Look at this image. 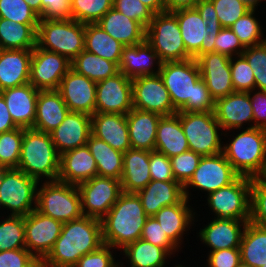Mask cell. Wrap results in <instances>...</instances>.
I'll use <instances>...</instances> for the list:
<instances>
[{
  "mask_svg": "<svg viewBox=\"0 0 266 267\" xmlns=\"http://www.w3.org/2000/svg\"><path fill=\"white\" fill-rule=\"evenodd\" d=\"M161 76L170 94L175 110L184 112H206L215 110V100L200 75L195 59L163 62Z\"/></svg>",
  "mask_w": 266,
  "mask_h": 267,
  "instance_id": "obj_1",
  "label": "cell"
},
{
  "mask_svg": "<svg viewBox=\"0 0 266 267\" xmlns=\"http://www.w3.org/2000/svg\"><path fill=\"white\" fill-rule=\"evenodd\" d=\"M101 220L82 216L65 222L55 244L41 267H74L78 260L102 246Z\"/></svg>",
  "mask_w": 266,
  "mask_h": 267,
  "instance_id": "obj_2",
  "label": "cell"
},
{
  "mask_svg": "<svg viewBox=\"0 0 266 267\" xmlns=\"http://www.w3.org/2000/svg\"><path fill=\"white\" fill-rule=\"evenodd\" d=\"M147 218L138 195L122 192L101 219L103 243L121 251L140 239Z\"/></svg>",
  "mask_w": 266,
  "mask_h": 267,
  "instance_id": "obj_3",
  "label": "cell"
},
{
  "mask_svg": "<svg viewBox=\"0 0 266 267\" xmlns=\"http://www.w3.org/2000/svg\"><path fill=\"white\" fill-rule=\"evenodd\" d=\"M224 140L222 153L234 171L239 176L259 178L266 165V129L253 127L229 130L224 132Z\"/></svg>",
  "mask_w": 266,
  "mask_h": 267,
  "instance_id": "obj_4",
  "label": "cell"
},
{
  "mask_svg": "<svg viewBox=\"0 0 266 267\" xmlns=\"http://www.w3.org/2000/svg\"><path fill=\"white\" fill-rule=\"evenodd\" d=\"M17 169L39 182L58 179L60 155L50 133L23 128L21 154Z\"/></svg>",
  "mask_w": 266,
  "mask_h": 267,
  "instance_id": "obj_5",
  "label": "cell"
},
{
  "mask_svg": "<svg viewBox=\"0 0 266 267\" xmlns=\"http://www.w3.org/2000/svg\"><path fill=\"white\" fill-rule=\"evenodd\" d=\"M85 24L73 19H40L36 46L72 61L84 50Z\"/></svg>",
  "mask_w": 266,
  "mask_h": 267,
  "instance_id": "obj_6",
  "label": "cell"
},
{
  "mask_svg": "<svg viewBox=\"0 0 266 267\" xmlns=\"http://www.w3.org/2000/svg\"><path fill=\"white\" fill-rule=\"evenodd\" d=\"M39 181L17 168L0 170V212L26 216L37 208ZM4 210H6L4 212ZM10 211V213H8Z\"/></svg>",
  "mask_w": 266,
  "mask_h": 267,
  "instance_id": "obj_7",
  "label": "cell"
},
{
  "mask_svg": "<svg viewBox=\"0 0 266 267\" xmlns=\"http://www.w3.org/2000/svg\"><path fill=\"white\" fill-rule=\"evenodd\" d=\"M37 210L62 223L83 216L81 197L77 185L56 181L39 182Z\"/></svg>",
  "mask_w": 266,
  "mask_h": 267,
  "instance_id": "obj_8",
  "label": "cell"
},
{
  "mask_svg": "<svg viewBox=\"0 0 266 267\" xmlns=\"http://www.w3.org/2000/svg\"><path fill=\"white\" fill-rule=\"evenodd\" d=\"M179 119L191 151L201 156H211L222 152L224 131L214 111H179Z\"/></svg>",
  "mask_w": 266,
  "mask_h": 267,
  "instance_id": "obj_9",
  "label": "cell"
},
{
  "mask_svg": "<svg viewBox=\"0 0 266 267\" xmlns=\"http://www.w3.org/2000/svg\"><path fill=\"white\" fill-rule=\"evenodd\" d=\"M146 41L162 63L192 58L186 51L177 17L172 12L154 14L146 28Z\"/></svg>",
  "mask_w": 266,
  "mask_h": 267,
  "instance_id": "obj_10",
  "label": "cell"
},
{
  "mask_svg": "<svg viewBox=\"0 0 266 267\" xmlns=\"http://www.w3.org/2000/svg\"><path fill=\"white\" fill-rule=\"evenodd\" d=\"M206 196L205 205L214 218L250 220L251 178L239 176L230 185Z\"/></svg>",
  "mask_w": 266,
  "mask_h": 267,
  "instance_id": "obj_11",
  "label": "cell"
},
{
  "mask_svg": "<svg viewBox=\"0 0 266 267\" xmlns=\"http://www.w3.org/2000/svg\"><path fill=\"white\" fill-rule=\"evenodd\" d=\"M238 177L239 175L222 152L216 155L202 156L192 177L183 186L184 196L192 201L194 198L190 197H192L191 189H193L192 191H201L206 197L209 193L230 185Z\"/></svg>",
  "mask_w": 266,
  "mask_h": 267,
  "instance_id": "obj_12",
  "label": "cell"
},
{
  "mask_svg": "<svg viewBox=\"0 0 266 267\" xmlns=\"http://www.w3.org/2000/svg\"><path fill=\"white\" fill-rule=\"evenodd\" d=\"M77 187L83 216L99 220L109 212L122 193L121 181L112 177L95 176Z\"/></svg>",
  "mask_w": 266,
  "mask_h": 267,
  "instance_id": "obj_13",
  "label": "cell"
},
{
  "mask_svg": "<svg viewBox=\"0 0 266 267\" xmlns=\"http://www.w3.org/2000/svg\"><path fill=\"white\" fill-rule=\"evenodd\" d=\"M63 224L34 209L24 216L26 249L41 263L52 250Z\"/></svg>",
  "mask_w": 266,
  "mask_h": 267,
  "instance_id": "obj_14",
  "label": "cell"
},
{
  "mask_svg": "<svg viewBox=\"0 0 266 267\" xmlns=\"http://www.w3.org/2000/svg\"><path fill=\"white\" fill-rule=\"evenodd\" d=\"M71 61L58 53L35 46L32 49L29 83L38 90H58Z\"/></svg>",
  "mask_w": 266,
  "mask_h": 267,
  "instance_id": "obj_15",
  "label": "cell"
},
{
  "mask_svg": "<svg viewBox=\"0 0 266 267\" xmlns=\"http://www.w3.org/2000/svg\"><path fill=\"white\" fill-rule=\"evenodd\" d=\"M133 108L155 112L161 116L176 114L170 94L159 74L132 80Z\"/></svg>",
  "mask_w": 266,
  "mask_h": 267,
  "instance_id": "obj_16",
  "label": "cell"
},
{
  "mask_svg": "<svg viewBox=\"0 0 266 267\" xmlns=\"http://www.w3.org/2000/svg\"><path fill=\"white\" fill-rule=\"evenodd\" d=\"M133 109L132 80L120 71L96 83L95 112L127 114Z\"/></svg>",
  "mask_w": 266,
  "mask_h": 267,
  "instance_id": "obj_17",
  "label": "cell"
},
{
  "mask_svg": "<svg viewBox=\"0 0 266 267\" xmlns=\"http://www.w3.org/2000/svg\"><path fill=\"white\" fill-rule=\"evenodd\" d=\"M172 13L177 17L186 51L193 59L214 52V42L218 33L206 32L207 25L195 7L178 9Z\"/></svg>",
  "mask_w": 266,
  "mask_h": 267,
  "instance_id": "obj_18",
  "label": "cell"
},
{
  "mask_svg": "<svg viewBox=\"0 0 266 267\" xmlns=\"http://www.w3.org/2000/svg\"><path fill=\"white\" fill-rule=\"evenodd\" d=\"M230 59L231 57L218 52L205 53L196 59L201 78L215 101L234 92Z\"/></svg>",
  "mask_w": 266,
  "mask_h": 267,
  "instance_id": "obj_19",
  "label": "cell"
},
{
  "mask_svg": "<svg viewBox=\"0 0 266 267\" xmlns=\"http://www.w3.org/2000/svg\"><path fill=\"white\" fill-rule=\"evenodd\" d=\"M195 209L184 197L179 203L164 206L154 215L167 237L180 250L183 249L182 244L185 242L183 236L189 233L190 229L197 227L195 223L199 221L200 214L198 215Z\"/></svg>",
  "mask_w": 266,
  "mask_h": 267,
  "instance_id": "obj_20",
  "label": "cell"
},
{
  "mask_svg": "<svg viewBox=\"0 0 266 267\" xmlns=\"http://www.w3.org/2000/svg\"><path fill=\"white\" fill-rule=\"evenodd\" d=\"M58 91L70 112L92 116L96 106V82L70 69L62 78Z\"/></svg>",
  "mask_w": 266,
  "mask_h": 267,
  "instance_id": "obj_21",
  "label": "cell"
},
{
  "mask_svg": "<svg viewBox=\"0 0 266 267\" xmlns=\"http://www.w3.org/2000/svg\"><path fill=\"white\" fill-rule=\"evenodd\" d=\"M214 113L224 132L254 127L253 108L249 92L234 91L226 97L217 99ZM247 124L248 126L244 127Z\"/></svg>",
  "mask_w": 266,
  "mask_h": 267,
  "instance_id": "obj_22",
  "label": "cell"
},
{
  "mask_svg": "<svg viewBox=\"0 0 266 267\" xmlns=\"http://www.w3.org/2000/svg\"><path fill=\"white\" fill-rule=\"evenodd\" d=\"M211 219L196 233V237L208 248V252L240 248L242 234L249 220L214 218L213 215Z\"/></svg>",
  "mask_w": 266,
  "mask_h": 267,
  "instance_id": "obj_23",
  "label": "cell"
},
{
  "mask_svg": "<svg viewBox=\"0 0 266 267\" xmlns=\"http://www.w3.org/2000/svg\"><path fill=\"white\" fill-rule=\"evenodd\" d=\"M91 134V116L70 111L61 124L50 132L59 155L86 145Z\"/></svg>",
  "mask_w": 266,
  "mask_h": 267,
  "instance_id": "obj_24",
  "label": "cell"
},
{
  "mask_svg": "<svg viewBox=\"0 0 266 267\" xmlns=\"http://www.w3.org/2000/svg\"><path fill=\"white\" fill-rule=\"evenodd\" d=\"M161 64L157 52L145 40L137 45L123 47L118 68L121 73L133 80L159 74Z\"/></svg>",
  "mask_w": 266,
  "mask_h": 267,
  "instance_id": "obj_25",
  "label": "cell"
},
{
  "mask_svg": "<svg viewBox=\"0 0 266 267\" xmlns=\"http://www.w3.org/2000/svg\"><path fill=\"white\" fill-rule=\"evenodd\" d=\"M39 90L30 83L0 91L14 123L21 128H33Z\"/></svg>",
  "mask_w": 266,
  "mask_h": 267,
  "instance_id": "obj_26",
  "label": "cell"
},
{
  "mask_svg": "<svg viewBox=\"0 0 266 267\" xmlns=\"http://www.w3.org/2000/svg\"><path fill=\"white\" fill-rule=\"evenodd\" d=\"M91 131L93 136L123 153L132 148L125 114L95 112L91 116Z\"/></svg>",
  "mask_w": 266,
  "mask_h": 267,
  "instance_id": "obj_27",
  "label": "cell"
},
{
  "mask_svg": "<svg viewBox=\"0 0 266 267\" xmlns=\"http://www.w3.org/2000/svg\"><path fill=\"white\" fill-rule=\"evenodd\" d=\"M97 176V165L87 145L80 146L60 155L61 182L79 185Z\"/></svg>",
  "mask_w": 266,
  "mask_h": 267,
  "instance_id": "obj_28",
  "label": "cell"
},
{
  "mask_svg": "<svg viewBox=\"0 0 266 267\" xmlns=\"http://www.w3.org/2000/svg\"><path fill=\"white\" fill-rule=\"evenodd\" d=\"M136 194L148 217L154 216L164 206L179 203L185 197L183 186L177 181L151 180Z\"/></svg>",
  "mask_w": 266,
  "mask_h": 267,
  "instance_id": "obj_29",
  "label": "cell"
},
{
  "mask_svg": "<svg viewBox=\"0 0 266 267\" xmlns=\"http://www.w3.org/2000/svg\"><path fill=\"white\" fill-rule=\"evenodd\" d=\"M32 49L2 50L0 91L29 83Z\"/></svg>",
  "mask_w": 266,
  "mask_h": 267,
  "instance_id": "obj_30",
  "label": "cell"
},
{
  "mask_svg": "<svg viewBox=\"0 0 266 267\" xmlns=\"http://www.w3.org/2000/svg\"><path fill=\"white\" fill-rule=\"evenodd\" d=\"M68 112L58 90H39L32 129L50 133L61 124Z\"/></svg>",
  "mask_w": 266,
  "mask_h": 267,
  "instance_id": "obj_31",
  "label": "cell"
},
{
  "mask_svg": "<svg viewBox=\"0 0 266 267\" xmlns=\"http://www.w3.org/2000/svg\"><path fill=\"white\" fill-rule=\"evenodd\" d=\"M162 116L133 108L126 114L129 140L133 149L155 150L157 126Z\"/></svg>",
  "mask_w": 266,
  "mask_h": 267,
  "instance_id": "obj_32",
  "label": "cell"
},
{
  "mask_svg": "<svg viewBox=\"0 0 266 267\" xmlns=\"http://www.w3.org/2000/svg\"><path fill=\"white\" fill-rule=\"evenodd\" d=\"M97 24L124 46L137 45L146 40V28L113 7Z\"/></svg>",
  "mask_w": 266,
  "mask_h": 267,
  "instance_id": "obj_33",
  "label": "cell"
},
{
  "mask_svg": "<svg viewBox=\"0 0 266 267\" xmlns=\"http://www.w3.org/2000/svg\"><path fill=\"white\" fill-rule=\"evenodd\" d=\"M149 151L130 148L123 153L122 192L136 193L150 181Z\"/></svg>",
  "mask_w": 266,
  "mask_h": 267,
  "instance_id": "obj_34",
  "label": "cell"
},
{
  "mask_svg": "<svg viewBox=\"0 0 266 267\" xmlns=\"http://www.w3.org/2000/svg\"><path fill=\"white\" fill-rule=\"evenodd\" d=\"M188 150L190 149L181 127L179 111L173 115L162 116L157 126L155 151L171 158Z\"/></svg>",
  "mask_w": 266,
  "mask_h": 267,
  "instance_id": "obj_35",
  "label": "cell"
},
{
  "mask_svg": "<svg viewBox=\"0 0 266 267\" xmlns=\"http://www.w3.org/2000/svg\"><path fill=\"white\" fill-rule=\"evenodd\" d=\"M128 267H165L173 258L164 248L155 246L143 239L127 245L120 251ZM168 259L170 261H168Z\"/></svg>",
  "mask_w": 266,
  "mask_h": 267,
  "instance_id": "obj_36",
  "label": "cell"
},
{
  "mask_svg": "<svg viewBox=\"0 0 266 267\" xmlns=\"http://www.w3.org/2000/svg\"><path fill=\"white\" fill-rule=\"evenodd\" d=\"M97 165V176L121 180L123 172V152L112 148L103 140L93 136L86 143Z\"/></svg>",
  "mask_w": 266,
  "mask_h": 267,
  "instance_id": "obj_37",
  "label": "cell"
},
{
  "mask_svg": "<svg viewBox=\"0 0 266 267\" xmlns=\"http://www.w3.org/2000/svg\"><path fill=\"white\" fill-rule=\"evenodd\" d=\"M241 262L253 267L266 264V228L250 221L246 224L240 242Z\"/></svg>",
  "mask_w": 266,
  "mask_h": 267,
  "instance_id": "obj_38",
  "label": "cell"
},
{
  "mask_svg": "<svg viewBox=\"0 0 266 267\" xmlns=\"http://www.w3.org/2000/svg\"><path fill=\"white\" fill-rule=\"evenodd\" d=\"M124 45L111 37L97 23L85 24L84 49L119 65Z\"/></svg>",
  "mask_w": 266,
  "mask_h": 267,
  "instance_id": "obj_39",
  "label": "cell"
},
{
  "mask_svg": "<svg viewBox=\"0 0 266 267\" xmlns=\"http://www.w3.org/2000/svg\"><path fill=\"white\" fill-rule=\"evenodd\" d=\"M37 27L38 24H22L0 18L2 49H33L36 46Z\"/></svg>",
  "mask_w": 266,
  "mask_h": 267,
  "instance_id": "obj_40",
  "label": "cell"
},
{
  "mask_svg": "<svg viewBox=\"0 0 266 267\" xmlns=\"http://www.w3.org/2000/svg\"><path fill=\"white\" fill-rule=\"evenodd\" d=\"M71 69L96 83L119 72V68L114 62L85 49L71 61Z\"/></svg>",
  "mask_w": 266,
  "mask_h": 267,
  "instance_id": "obj_41",
  "label": "cell"
},
{
  "mask_svg": "<svg viewBox=\"0 0 266 267\" xmlns=\"http://www.w3.org/2000/svg\"><path fill=\"white\" fill-rule=\"evenodd\" d=\"M256 10H250L229 28L238 36L242 45L252 47L266 41L265 28L256 16ZM260 21V22H259ZM264 29V30H263Z\"/></svg>",
  "mask_w": 266,
  "mask_h": 267,
  "instance_id": "obj_42",
  "label": "cell"
},
{
  "mask_svg": "<svg viewBox=\"0 0 266 267\" xmlns=\"http://www.w3.org/2000/svg\"><path fill=\"white\" fill-rule=\"evenodd\" d=\"M0 217V251L26 248L24 216Z\"/></svg>",
  "mask_w": 266,
  "mask_h": 267,
  "instance_id": "obj_43",
  "label": "cell"
},
{
  "mask_svg": "<svg viewBox=\"0 0 266 267\" xmlns=\"http://www.w3.org/2000/svg\"><path fill=\"white\" fill-rule=\"evenodd\" d=\"M113 7V0H71V19L83 24L97 23Z\"/></svg>",
  "mask_w": 266,
  "mask_h": 267,
  "instance_id": "obj_44",
  "label": "cell"
},
{
  "mask_svg": "<svg viewBox=\"0 0 266 267\" xmlns=\"http://www.w3.org/2000/svg\"><path fill=\"white\" fill-rule=\"evenodd\" d=\"M23 128L0 133V168H17L19 165Z\"/></svg>",
  "mask_w": 266,
  "mask_h": 267,
  "instance_id": "obj_45",
  "label": "cell"
},
{
  "mask_svg": "<svg viewBox=\"0 0 266 267\" xmlns=\"http://www.w3.org/2000/svg\"><path fill=\"white\" fill-rule=\"evenodd\" d=\"M0 18L22 24H39L40 21L24 0H0Z\"/></svg>",
  "mask_w": 266,
  "mask_h": 267,
  "instance_id": "obj_46",
  "label": "cell"
},
{
  "mask_svg": "<svg viewBox=\"0 0 266 267\" xmlns=\"http://www.w3.org/2000/svg\"><path fill=\"white\" fill-rule=\"evenodd\" d=\"M241 55L253 69L255 90L266 91V41L247 47Z\"/></svg>",
  "mask_w": 266,
  "mask_h": 267,
  "instance_id": "obj_47",
  "label": "cell"
},
{
  "mask_svg": "<svg viewBox=\"0 0 266 267\" xmlns=\"http://www.w3.org/2000/svg\"><path fill=\"white\" fill-rule=\"evenodd\" d=\"M230 71L234 91L249 92L255 90L253 69L242 55L231 57Z\"/></svg>",
  "mask_w": 266,
  "mask_h": 267,
  "instance_id": "obj_48",
  "label": "cell"
},
{
  "mask_svg": "<svg viewBox=\"0 0 266 267\" xmlns=\"http://www.w3.org/2000/svg\"><path fill=\"white\" fill-rule=\"evenodd\" d=\"M250 222L266 228V183L251 179Z\"/></svg>",
  "mask_w": 266,
  "mask_h": 267,
  "instance_id": "obj_49",
  "label": "cell"
},
{
  "mask_svg": "<svg viewBox=\"0 0 266 267\" xmlns=\"http://www.w3.org/2000/svg\"><path fill=\"white\" fill-rule=\"evenodd\" d=\"M201 155L188 150L170 158L174 178L184 186L198 167Z\"/></svg>",
  "mask_w": 266,
  "mask_h": 267,
  "instance_id": "obj_50",
  "label": "cell"
},
{
  "mask_svg": "<svg viewBox=\"0 0 266 267\" xmlns=\"http://www.w3.org/2000/svg\"><path fill=\"white\" fill-rule=\"evenodd\" d=\"M140 238L155 246L164 248L173 257H176L175 253L178 256L179 251L181 252V250L167 237V234L163 231L154 216L147 218Z\"/></svg>",
  "mask_w": 266,
  "mask_h": 267,
  "instance_id": "obj_51",
  "label": "cell"
},
{
  "mask_svg": "<svg viewBox=\"0 0 266 267\" xmlns=\"http://www.w3.org/2000/svg\"><path fill=\"white\" fill-rule=\"evenodd\" d=\"M116 251L118 250L110 245L103 244L97 250L82 256L74 267H120Z\"/></svg>",
  "mask_w": 266,
  "mask_h": 267,
  "instance_id": "obj_52",
  "label": "cell"
},
{
  "mask_svg": "<svg viewBox=\"0 0 266 267\" xmlns=\"http://www.w3.org/2000/svg\"><path fill=\"white\" fill-rule=\"evenodd\" d=\"M213 3L219 22L222 27H230L250 11L245 4L239 0H210Z\"/></svg>",
  "mask_w": 266,
  "mask_h": 267,
  "instance_id": "obj_53",
  "label": "cell"
},
{
  "mask_svg": "<svg viewBox=\"0 0 266 267\" xmlns=\"http://www.w3.org/2000/svg\"><path fill=\"white\" fill-rule=\"evenodd\" d=\"M113 8L128 18L141 23L145 28L154 16V13L140 0H113Z\"/></svg>",
  "mask_w": 266,
  "mask_h": 267,
  "instance_id": "obj_54",
  "label": "cell"
},
{
  "mask_svg": "<svg viewBox=\"0 0 266 267\" xmlns=\"http://www.w3.org/2000/svg\"><path fill=\"white\" fill-rule=\"evenodd\" d=\"M214 43V52L225 54L229 57L239 56L246 49L238 36L229 27H223L220 30Z\"/></svg>",
  "mask_w": 266,
  "mask_h": 267,
  "instance_id": "obj_55",
  "label": "cell"
},
{
  "mask_svg": "<svg viewBox=\"0 0 266 267\" xmlns=\"http://www.w3.org/2000/svg\"><path fill=\"white\" fill-rule=\"evenodd\" d=\"M0 267H41V263L26 249L0 251Z\"/></svg>",
  "mask_w": 266,
  "mask_h": 267,
  "instance_id": "obj_56",
  "label": "cell"
},
{
  "mask_svg": "<svg viewBox=\"0 0 266 267\" xmlns=\"http://www.w3.org/2000/svg\"><path fill=\"white\" fill-rule=\"evenodd\" d=\"M149 171L152 180L176 181L170 158L158 151H149Z\"/></svg>",
  "mask_w": 266,
  "mask_h": 267,
  "instance_id": "obj_57",
  "label": "cell"
},
{
  "mask_svg": "<svg viewBox=\"0 0 266 267\" xmlns=\"http://www.w3.org/2000/svg\"><path fill=\"white\" fill-rule=\"evenodd\" d=\"M204 267H237L241 262L240 248L221 249L206 253Z\"/></svg>",
  "mask_w": 266,
  "mask_h": 267,
  "instance_id": "obj_58",
  "label": "cell"
},
{
  "mask_svg": "<svg viewBox=\"0 0 266 267\" xmlns=\"http://www.w3.org/2000/svg\"><path fill=\"white\" fill-rule=\"evenodd\" d=\"M42 16L40 19H71V0H41Z\"/></svg>",
  "mask_w": 266,
  "mask_h": 267,
  "instance_id": "obj_59",
  "label": "cell"
},
{
  "mask_svg": "<svg viewBox=\"0 0 266 267\" xmlns=\"http://www.w3.org/2000/svg\"><path fill=\"white\" fill-rule=\"evenodd\" d=\"M195 8L199 12L202 20L207 25L206 32L208 34L219 33L223 27L218 20L213 3L210 0H200L195 5Z\"/></svg>",
  "mask_w": 266,
  "mask_h": 267,
  "instance_id": "obj_60",
  "label": "cell"
},
{
  "mask_svg": "<svg viewBox=\"0 0 266 267\" xmlns=\"http://www.w3.org/2000/svg\"><path fill=\"white\" fill-rule=\"evenodd\" d=\"M253 108L254 127L266 129V91H249Z\"/></svg>",
  "mask_w": 266,
  "mask_h": 267,
  "instance_id": "obj_61",
  "label": "cell"
},
{
  "mask_svg": "<svg viewBox=\"0 0 266 267\" xmlns=\"http://www.w3.org/2000/svg\"><path fill=\"white\" fill-rule=\"evenodd\" d=\"M15 128H18V126L14 123L10 112L8 111L6 102L0 94V133L7 132Z\"/></svg>",
  "mask_w": 266,
  "mask_h": 267,
  "instance_id": "obj_62",
  "label": "cell"
},
{
  "mask_svg": "<svg viewBox=\"0 0 266 267\" xmlns=\"http://www.w3.org/2000/svg\"><path fill=\"white\" fill-rule=\"evenodd\" d=\"M200 0H163L166 12H173L178 9L194 8Z\"/></svg>",
  "mask_w": 266,
  "mask_h": 267,
  "instance_id": "obj_63",
  "label": "cell"
},
{
  "mask_svg": "<svg viewBox=\"0 0 266 267\" xmlns=\"http://www.w3.org/2000/svg\"><path fill=\"white\" fill-rule=\"evenodd\" d=\"M147 6L154 14L165 12V5L163 0H140Z\"/></svg>",
  "mask_w": 266,
  "mask_h": 267,
  "instance_id": "obj_64",
  "label": "cell"
},
{
  "mask_svg": "<svg viewBox=\"0 0 266 267\" xmlns=\"http://www.w3.org/2000/svg\"><path fill=\"white\" fill-rule=\"evenodd\" d=\"M31 9L39 16H42V2L41 0H24Z\"/></svg>",
  "mask_w": 266,
  "mask_h": 267,
  "instance_id": "obj_65",
  "label": "cell"
},
{
  "mask_svg": "<svg viewBox=\"0 0 266 267\" xmlns=\"http://www.w3.org/2000/svg\"><path fill=\"white\" fill-rule=\"evenodd\" d=\"M243 4H245L250 10H257L258 11V6L261 7V4L265 0H239Z\"/></svg>",
  "mask_w": 266,
  "mask_h": 267,
  "instance_id": "obj_66",
  "label": "cell"
},
{
  "mask_svg": "<svg viewBox=\"0 0 266 267\" xmlns=\"http://www.w3.org/2000/svg\"><path fill=\"white\" fill-rule=\"evenodd\" d=\"M264 183H266V165L264 168L263 173L261 174V176L259 177Z\"/></svg>",
  "mask_w": 266,
  "mask_h": 267,
  "instance_id": "obj_67",
  "label": "cell"
},
{
  "mask_svg": "<svg viewBox=\"0 0 266 267\" xmlns=\"http://www.w3.org/2000/svg\"><path fill=\"white\" fill-rule=\"evenodd\" d=\"M189 266H191V265H188V266H183V265H181L179 262L176 264H174L173 266H170V267H189ZM166 267H169V266H166ZM193 267V266H192Z\"/></svg>",
  "mask_w": 266,
  "mask_h": 267,
  "instance_id": "obj_68",
  "label": "cell"
},
{
  "mask_svg": "<svg viewBox=\"0 0 266 267\" xmlns=\"http://www.w3.org/2000/svg\"><path fill=\"white\" fill-rule=\"evenodd\" d=\"M237 267H253V266L240 262Z\"/></svg>",
  "mask_w": 266,
  "mask_h": 267,
  "instance_id": "obj_69",
  "label": "cell"
},
{
  "mask_svg": "<svg viewBox=\"0 0 266 267\" xmlns=\"http://www.w3.org/2000/svg\"><path fill=\"white\" fill-rule=\"evenodd\" d=\"M124 263H125V262H123V261L121 260V258H120V267H124Z\"/></svg>",
  "mask_w": 266,
  "mask_h": 267,
  "instance_id": "obj_70",
  "label": "cell"
}]
</instances>
